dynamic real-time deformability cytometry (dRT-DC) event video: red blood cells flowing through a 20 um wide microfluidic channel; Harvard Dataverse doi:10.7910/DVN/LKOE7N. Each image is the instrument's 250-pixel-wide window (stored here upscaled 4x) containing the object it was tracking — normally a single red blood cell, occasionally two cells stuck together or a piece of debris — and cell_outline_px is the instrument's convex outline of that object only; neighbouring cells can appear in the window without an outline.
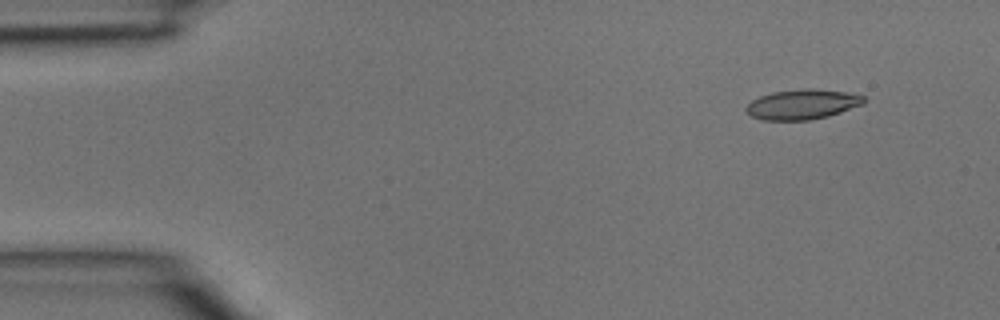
{"species": "common noctule bat (a hibernating species)", "species_latin": "Nyctalus noctula", "temperature_condition": "room temperature", "stored_images_in_passage": 4, "camera_frame_rate_fps": 3000, "um_per_image_px": 0.085, "animal": {"sex": "male", "body_mass_g": 15.6}, "frame": {"image": 1, "passage_image": 1, "time_ms": 0.0, "image_size_px": [1000, 320], "cell_outline_px": [[868, 100], [864, 104], [828, 116], [808, 120], [760, 120], [752, 116], [744, 108], [752, 100], [760, 96], [772, 92], [804, 88], [816, 88], [848, 92], [864, 96]], "centroid_in_image_um": [68.23, 8.86], "position_along_channel_um": 16.8, "area_um2": 20.75}}
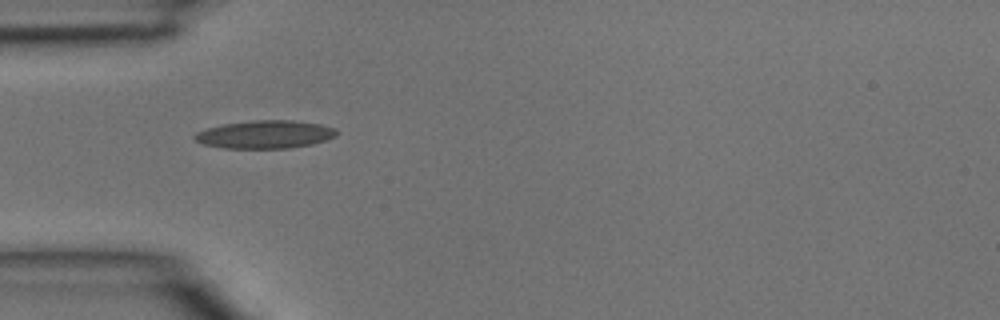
{"frame": {"image": 2, "passage_image": 3, "time_ms": 0.667, "image_size_px": [1000, 320], "cell_outline_px": [[336, 136], [312, 144], [288, 148], [224, 148], [204, 144], [196, 140], [192, 136], [196, 132], [208, 128], [224, 124], [252, 120], [292, 120], [320, 124], [332, 128], [336, 132]], "centroid_in_image_um": [22.5, 11.42], "position_along_channel_um": 62.5, "area_um2": 22.89}}